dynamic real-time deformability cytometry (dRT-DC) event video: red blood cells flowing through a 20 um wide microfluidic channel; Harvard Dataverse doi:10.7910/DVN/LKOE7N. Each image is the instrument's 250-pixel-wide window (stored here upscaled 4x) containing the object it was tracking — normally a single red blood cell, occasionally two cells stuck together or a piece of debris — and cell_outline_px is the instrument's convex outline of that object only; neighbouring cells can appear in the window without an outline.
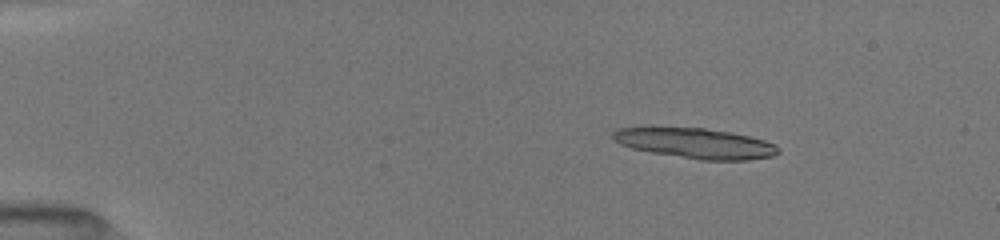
{"species": "common noctule bat (a hibernating species)", "species_latin": "Nyctalus noctula", "temperature_condition": "room temperature", "stored_images_in_passage": 34, "segment_of_instrument_passage": [1, 2], "camera_frame_rate_fps": 3000, "um_per_image_px": 0.085, "animal": {"sex": "female", "body_mass_g": 19.5, "forearm_length_mm": 54.1}, "frame": {"image": 1, "passage_image": 8, "time_ms": 2.333, "image_size_px": [1000, 240], "cell_outline_px": [[780, 152], [772, 156], [748, 160], [700, 160], [652, 152], [632, 148], [620, 144], [612, 140], [612, 132], [616, 128], [648, 124], [652, 124], [704, 128], [732, 132], [764, 140], [776, 144], [780, 148]], "centroid_in_image_um": [59.0, 12.12], "position_along_channel_um": 26.0, "area_um2": 30.35}}